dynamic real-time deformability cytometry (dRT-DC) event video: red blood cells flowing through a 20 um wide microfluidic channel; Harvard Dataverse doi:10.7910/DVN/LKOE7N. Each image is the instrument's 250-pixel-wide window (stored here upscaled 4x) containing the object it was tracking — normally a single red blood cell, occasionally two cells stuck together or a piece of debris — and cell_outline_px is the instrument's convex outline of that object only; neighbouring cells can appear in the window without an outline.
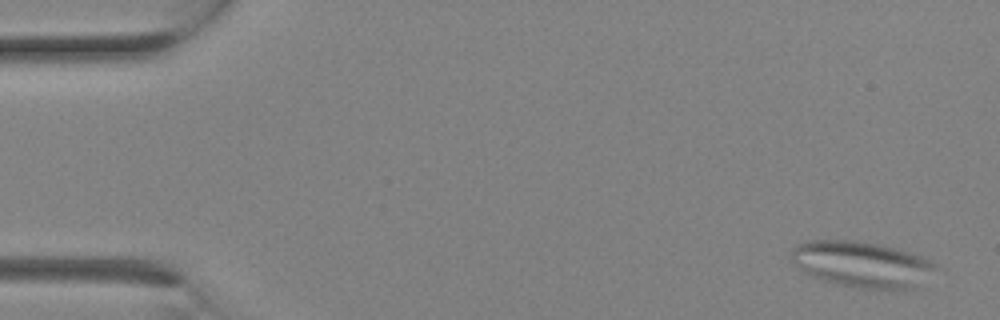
{"species": "Egyptian fruit bat (a non-hibernating species)", "species_latin": "Rousettus aegyptiacus", "temperature_condition": "room temperature", "stored_images_in_passage": 9, "camera_frame_rate_fps": 3000, "um_per_image_px": 0.085, "animal": {"sex": "female"}, "frame": {"image": 1, "passage_image": 1, "time_ms": 0.0, "image_size_px": [1000, 320], "cell_outline_px": [[936, 268], [916, 288], [856, 288], [824, 280], [812, 276], [804, 272], [792, 260], [792, 248], [796, 244], [808, 240], [856, 240], [880, 244], [908, 252], [920, 256], [936, 264]], "centroid_in_image_um": [73.22, 22.44], "position_along_channel_um": 11.8, "area_um2": 38.15}}
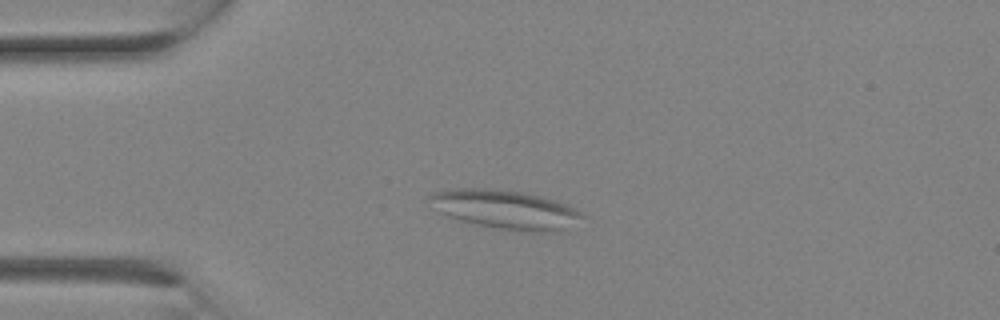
{"frame": {"image": 2, "passage_image": 6, "time_ms": 1.667, "image_size_px": [1000, 320], "cell_outline_px": [[588, 216], [552, 232], [532, 232], [496, 228], [460, 220], [448, 216], [440, 212], [428, 196], [432, 192], [448, 188], [496, 188], [528, 192], [556, 200], [568, 204]], "centroid_in_image_um": [42.97, 17.77], "position_along_channel_um": 42.0, "area_um2": 34.62}}